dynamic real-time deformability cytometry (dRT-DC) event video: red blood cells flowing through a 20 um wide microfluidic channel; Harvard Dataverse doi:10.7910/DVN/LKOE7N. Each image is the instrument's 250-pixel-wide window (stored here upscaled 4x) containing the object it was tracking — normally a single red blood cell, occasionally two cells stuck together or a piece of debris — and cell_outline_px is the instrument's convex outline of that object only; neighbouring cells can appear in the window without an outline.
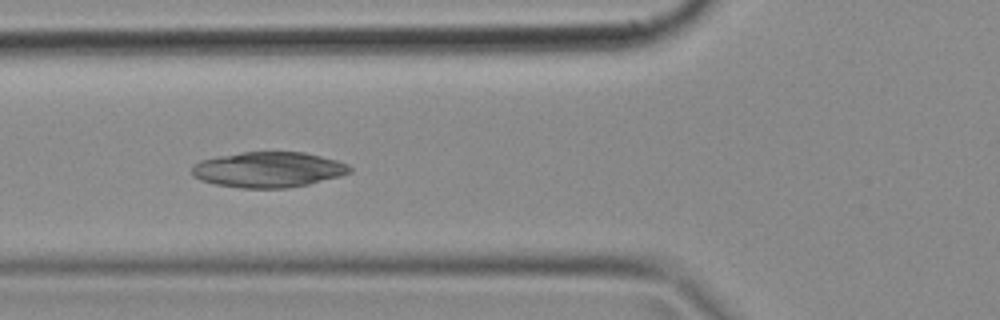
{"species": "common noctule bat (a hibernating species)", "species_latin": "Nyctalus noctula", "temperature_condition": "cold", "stored_images_in_passage": 37, "camera_frame_rate_fps": 3000, "um_per_image_px": 0.085, "animal": {"sex": "female", "body_mass_g": 18.4}, "frame": {"image": 1, "passage_image": 9, "time_ms": 2.667, "image_size_px": [1000, 320], "cell_outline_px": [[352, 172], [340, 176], [308, 184], [288, 188], [240, 188], [216, 184], [200, 180], [192, 176], [192, 164], [200, 160], [240, 152], [304, 152], [336, 160], [348, 164], [352, 168]], "centroid_in_image_um": [22.8, 14.42], "position_along_channel_um": 103.0, "area_um2": 32.71}}
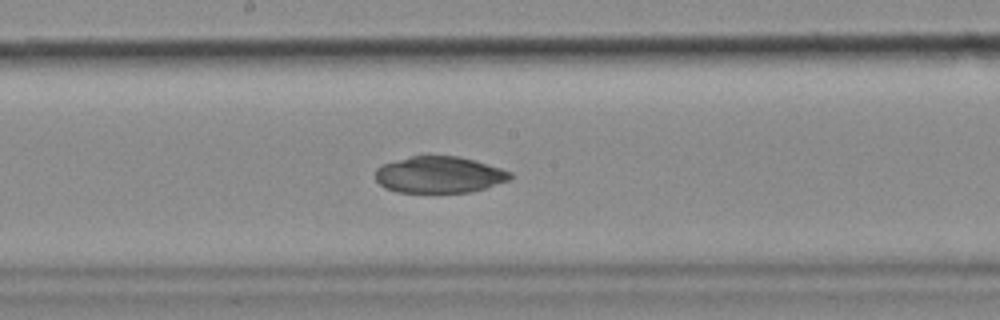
{"frame": {"image": 2, "passage_image": 17, "time_ms": 5.333, "image_size_px": [1000, 320], "cell_outline_px": [[512, 176], [508, 180], [472, 192], [396, 192], [384, 188], [376, 180], [376, 168], [384, 164], [412, 156], [460, 156], [500, 168], [512, 172]], "centroid_in_image_um": [37.32, 14.86], "position_along_channel_um": 210.9, "area_um2": 28.44}}
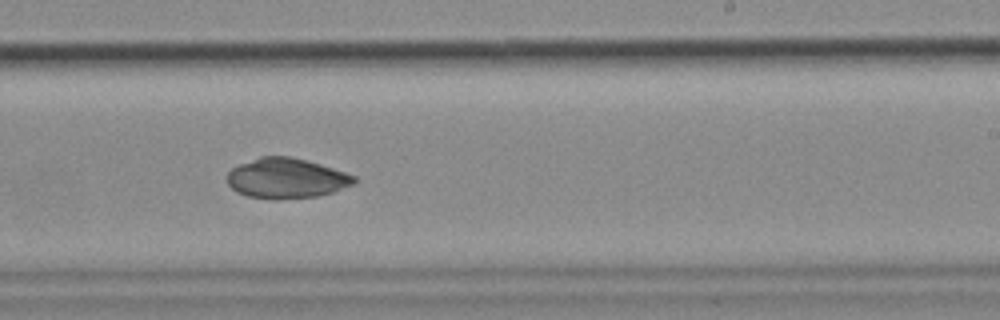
{"frame": {"image": 3, "passage_image": 21, "time_ms": 6.667, "image_size_px": [1000, 320], "cell_outline_px": [[356, 180], [352, 184], [332, 192], [316, 196], [280, 200], [272, 200], [248, 196], [236, 192], [228, 184], [228, 172], [232, 168], [240, 164], [260, 156], [288, 156], [320, 164], [356, 176]], "centroid_in_image_um": [24.31, 15.16], "position_along_channel_um": 264.7, "area_um2": 29.54}}